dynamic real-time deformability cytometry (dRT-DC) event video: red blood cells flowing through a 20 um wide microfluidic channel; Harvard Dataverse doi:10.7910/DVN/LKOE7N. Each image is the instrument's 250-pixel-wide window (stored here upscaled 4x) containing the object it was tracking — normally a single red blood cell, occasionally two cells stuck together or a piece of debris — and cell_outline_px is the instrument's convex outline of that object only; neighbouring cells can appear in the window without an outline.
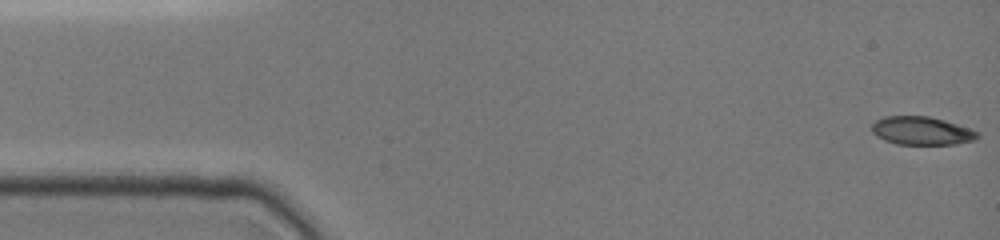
{"species": "common noctule bat (a hibernating species)", "species_latin": "Nyctalus noctula", "temperature_condition": "cold", "stored_images_in_passage": 26, "camera_frame_rate_fps": 3000, "um_per_image_px": 0.085, "animal": {"sex": "female", "body_mass_g": 19.0, "forearm_length_mm": 51.5}, "frame": {"image": 1, "passage_image": 1, "time_ms": 0.0, "image_size_px": [1000, 240], "cell_outline_px": [[980, 136], [976, 140], [956, 144], [896, 144], [884, 140], [876, 136], [872, 132], [872, 124], [876, 120], [884, 116], [928, 116], [944, 120], [980, 132]], "centroid_in_image_um": [78.34, 11.12], "position_along_channel_um": 6.7, "area_um2": 17.46}}
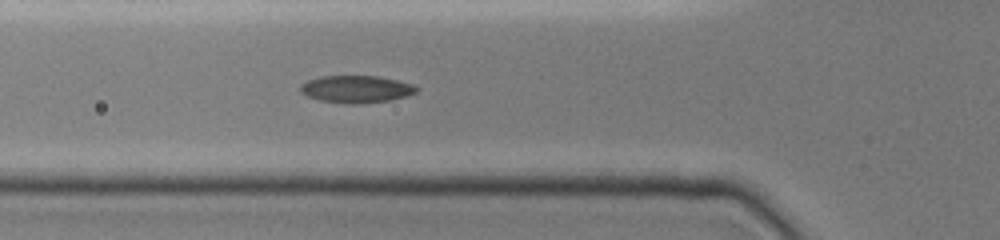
{"frame": {"image": 2, "passage_image": 23, "time_ms": 5.333, "image_size_px": [1000, 240], "cell_outline_px": [[420, 88], [416, 92], [408, 96], [392, 100], [360, 104], [352, 104], [320, 100], [308, 96], [300, 92], [300, 84], [308, 80], [320, 76], [380, 76], [412, 84]], "centroid_in_image_um": [30.3, 7.57], "position_along_channel_um": 95.5, "area_um2": 18.55}}
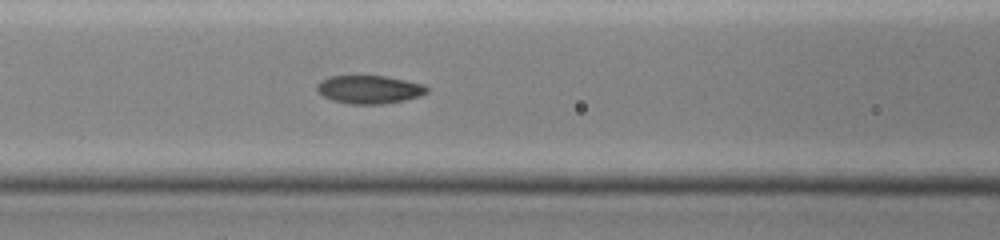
{"frame": {"image": 3, "passage_image": 26, "time_ms": 6.333, "image_size_px": [1000, 240], "cell_outline_px": [[428, 92], [420, 96], [404, 100], [380, 104], [352, 104], [332, 100], [324, 96], [316, 88], [316, 84], [320, 80], [328, 76], [388, 76], [424, 84], [428, 88]], "centroid_in_image_um": [31.4, 7.59], "position_along_channel_um": 135.2, "area_um2": 18.09}}